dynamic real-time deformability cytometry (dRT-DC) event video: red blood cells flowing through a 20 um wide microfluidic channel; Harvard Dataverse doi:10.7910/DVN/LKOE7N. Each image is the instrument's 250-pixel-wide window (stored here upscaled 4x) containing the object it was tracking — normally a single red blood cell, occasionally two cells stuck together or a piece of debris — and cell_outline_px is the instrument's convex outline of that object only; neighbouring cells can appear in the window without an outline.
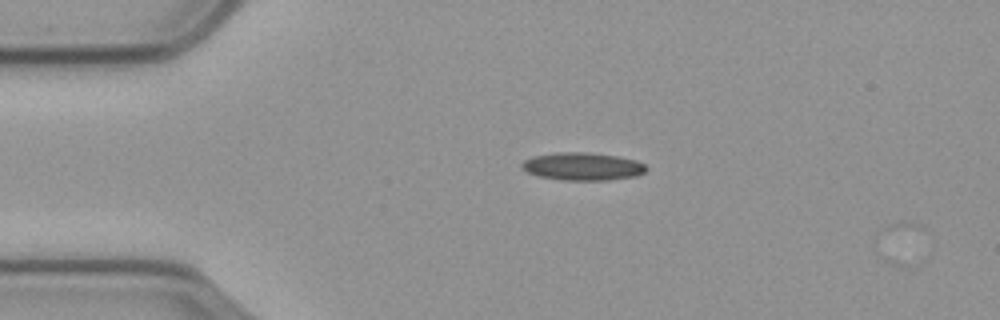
{"species": "common noctule bat (a hibernating species)", "species_latin": "Nyctalus noctula", "temperature_condition": "cold", "stored_images_in_passage": 4, "camera_frame_rate_fps": 3000, "um_per_image_px": 0.085, "animal": {"sex": "male", "body_mass_g": 23.1, "forearm_length_mm": 52.7}, "frame": {"image": 1, "passage_image": 3, "time_ms": 0.667, "image_size_px": [1000, 320], "cell_outline_px": [[648, 168], [644, 172], [636, 176], [608, 180], [564, 180], [536, 176], [528, 172], [520, 164], [524, 160], [532, 156], [556, 152], [588, 152], [616, 156], [636, 160], [644, 164]], "centroid_in_image_um": [49.51, 14.14], "position_along_channel_um": 35.5, "area_um2": 20.17}}